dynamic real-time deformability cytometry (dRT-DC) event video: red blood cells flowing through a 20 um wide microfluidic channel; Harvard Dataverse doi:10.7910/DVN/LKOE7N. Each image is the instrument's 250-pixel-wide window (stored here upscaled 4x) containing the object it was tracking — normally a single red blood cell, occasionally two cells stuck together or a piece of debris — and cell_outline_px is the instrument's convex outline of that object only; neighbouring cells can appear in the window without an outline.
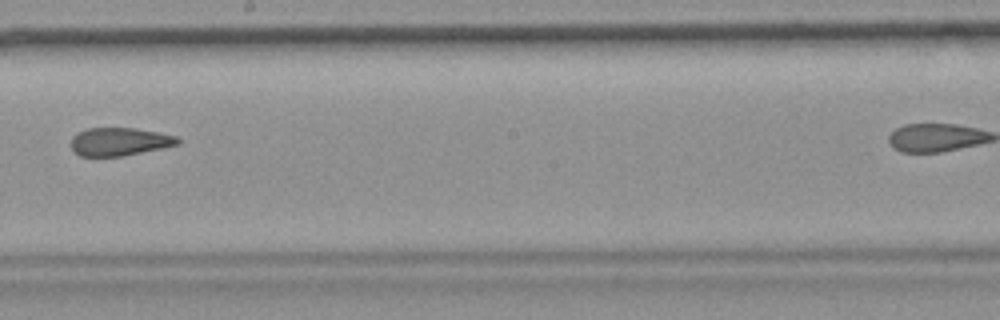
{"species": "common noctule bat (a hibernating species)", "species_latin": "Nyctalus noctula", "temperature_condition": "room temperature", "stored_images_in_passage": 10, "camera_frame_rate_fps": 3000, "um_per_image_px": 0.085, "animal": {"sex": "female", "body_mass_g": 19.9}, "frame": {"image": 1, "passage_image": 5, "time_ms": 4.667, "image_size_px": [1000, 320], "cell_outline_px": [[180, 144], [124, 156], [80, 156], [72, 148], [72, 136], [88, 128], [136, 128], [176, 136], [180, 140]], "centroid_in_image_um": [10.17, 12.04], "position_along_channel_um": 238.0, "area_um2": 17.28}}
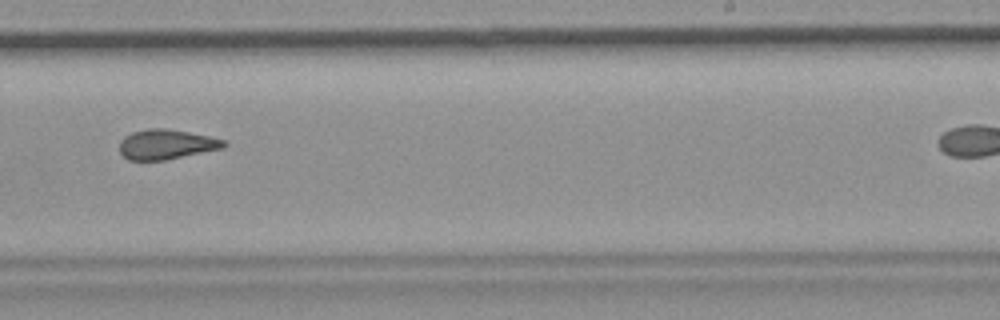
{"frame": {"image": 2, "passage_image": 6, "time_ms": 5.667, "image_size_px": [1000, 320], "cell_outline_px": [[228, 144], [224, 148], [164, 160], [128, 160], [120, 152], [120, 140], [124, 136], [132, 132], [148, 128], [164, 128], [188, 132], [208, 136], [224, 140]], "centroid_in_image_um": [14.12, 12.27], "position_along_channel_um": 274.9, "area_um2": 18.09}, "authors_computed_cell_mechanics": {"area_um2": 18.6405, "velocity_mm_per_s": 3.705, "shape_relaxation_time_tau1_ms": null, "shape_relaxation_time_tau2_ms": 1.9195, "deformation_change_tau1": null, "deformation_change_tau2": 0.0685}}